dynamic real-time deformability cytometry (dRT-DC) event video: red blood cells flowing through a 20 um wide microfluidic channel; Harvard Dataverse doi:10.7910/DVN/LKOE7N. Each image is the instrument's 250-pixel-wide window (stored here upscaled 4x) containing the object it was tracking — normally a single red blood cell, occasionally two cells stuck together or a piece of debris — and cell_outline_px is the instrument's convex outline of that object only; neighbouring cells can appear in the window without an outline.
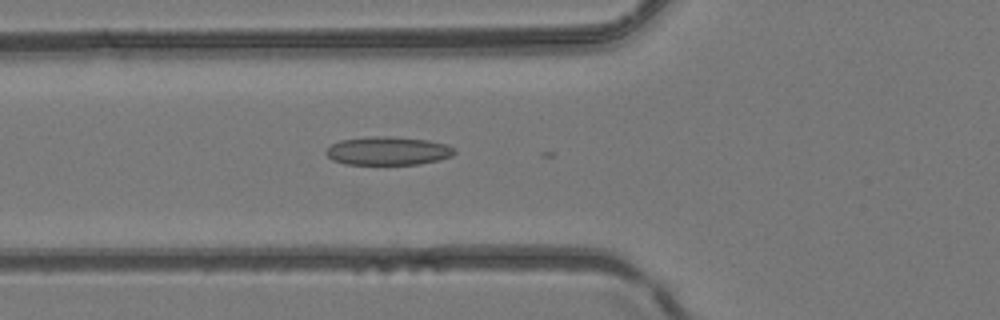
{"species": "common noctule bat (a hibernating species)", "species_latin": "Nyctalus noctula", "temperature_condition": "room temperature", "stored_images_in_passage": 7, "camera_frame_rate_fps": 3000, "um_per_image_px": 0.085, "animal": {"sex": "female", "body_mass_g": 24.6, "forearm_length_mm": 56.2}, "frame": {"image": 1, "passage_image": 2, "time_ms": 0.333, "image_size_px": [1000, 320], "cell_outline_px": [[456, 152], [452, 156], [440, 160], [420, 164], [344, 164], [332, 160], [324, 152], [332, 144], [340, 140], [372, 136], [388, 136], [428, 140], [448, 144], [456, 148]], "centroid_in_image_um": [33.01, 12.82], "position_along_channel_um": 92.8, "area_um2": 21.44}}
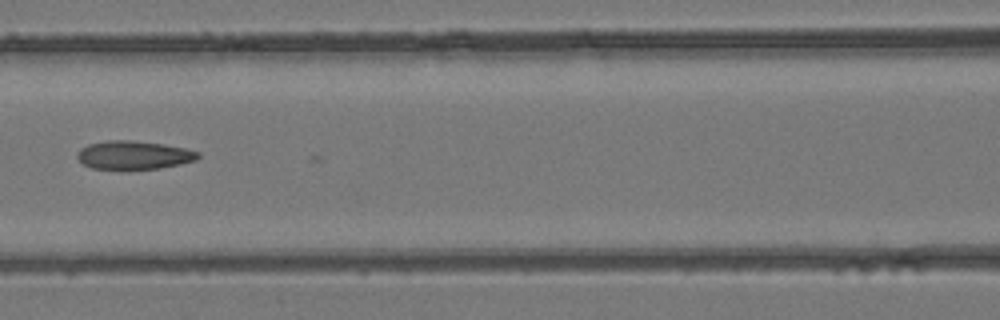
{"frame": {"image": 2, "passage_image": 6, "time_ms": 1.667, "image_size_px": [1000, 320], "cell_outline_px": [[200, 156], [196, 160], [180, 164], [160, 168], [92, 168], [84, 164], [76, 156], [76, 152], [80, 148], [88, 144], [108, 140], [132, 140], [164, 144], [184, 148], [200, 152]], "centroid_in_image_um": [11.37, 13.16], "position_along_channel_um": 155.2, "area_um2": 19.83}}